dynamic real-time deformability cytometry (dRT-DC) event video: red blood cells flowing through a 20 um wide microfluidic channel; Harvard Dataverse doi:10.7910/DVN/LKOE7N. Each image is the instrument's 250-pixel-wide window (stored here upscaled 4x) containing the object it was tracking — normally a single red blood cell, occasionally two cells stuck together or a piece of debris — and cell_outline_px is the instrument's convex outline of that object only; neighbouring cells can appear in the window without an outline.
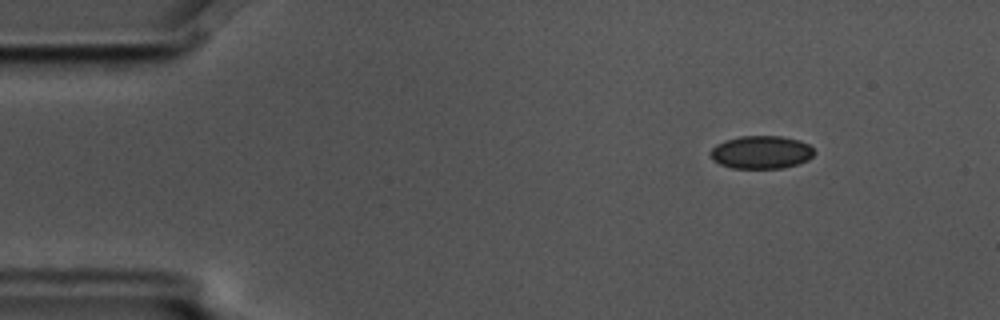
{"species": "common noctule bat (a hibernating species)", "species_latin": "Nyctalus noctula", "temperature_condition": "cold", "stored_images_in_passage": 50, "camera_frame_rate_fps": 3000, "um_per_image_px": 0.085, "animal": {"sex": "male", "body_mass_g": 17.5, "forearm_length_mm": 52.3}, "frame": {"image": 1, "passage_image": 1, "time_ms": 0.0, "image_size_px": [1000, 320], "cell_outline_px": [[816, 152], [808, 160], [796, 164], [780, 168], [732, 168], [720, 164], [712, 160], [708, 152], [716, 144], [724, 140], [740, 136], [780, 136], [800, 140], [808, 144]], "centroid_in_image_um": [64.67, 12.93], "position_along_channel_um": 20.3, "area_um2": 20.06}}
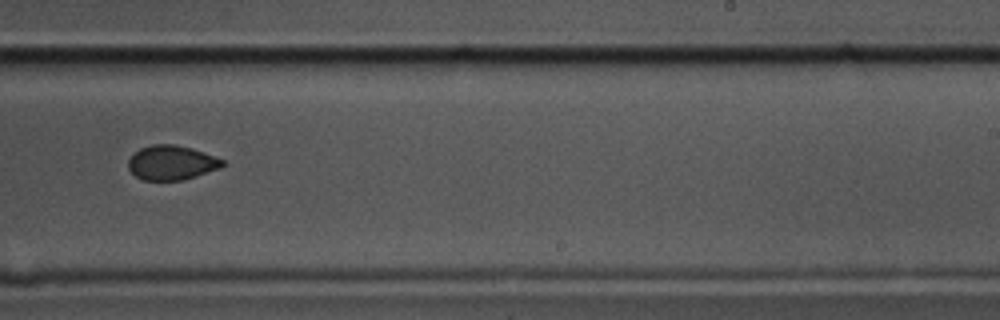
{"frame": {"image": 2, "passage_image": 29, "time_ms": 9.333, "image_size_px": [1000, 320], "cell_outline_px": [[224, 164], [220, 168], [184, 180], [144, 180], [136, 176], [128, 168], [128, 160], [132, 152], [140, 148], [152, 144], [176, 144], [192, 148], [224, 160]], "centroid_in_image_um": [14.55, 13.82], "position_along_channel_um": 274.5, "area_um2": 19.02}}
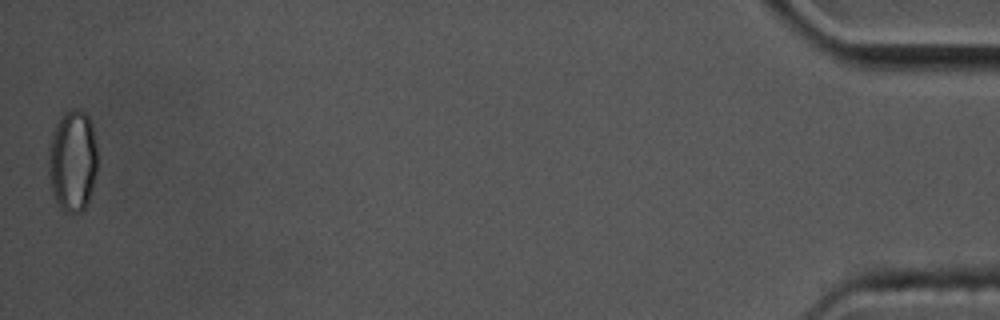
{"frame": {"image": 3, "passage_image": 50, "time_ms": 16.333, "image_size_px": [1000, 320], "cell_outline_px": [[96, 176], [88, 204], [80, 212], [64, 212], [60, 208], [52, 192], [48, 176], [48, 144], [52, 132], [60, 116], [64, 112], [72, 108], [76, 108], [84, 112], [88, 116], [92, 128], [96, 144]], "centroid_in_image_um": [6.15, 13.67], "position_along_channel_um": 429.1, "area_um2": 29.42}, "authors_computed_cell_mechanics": {"area_um2": 19.9699, "velocity_mm_per_s": 3.5731, "shape_relaxation_time_tau1_ms": 4.7368, "shape_relaxation_time_tau2_ms": 1.8392, "deformation_change_tau1": 0.0706, "deformation_change_tau2": 0.0467}}